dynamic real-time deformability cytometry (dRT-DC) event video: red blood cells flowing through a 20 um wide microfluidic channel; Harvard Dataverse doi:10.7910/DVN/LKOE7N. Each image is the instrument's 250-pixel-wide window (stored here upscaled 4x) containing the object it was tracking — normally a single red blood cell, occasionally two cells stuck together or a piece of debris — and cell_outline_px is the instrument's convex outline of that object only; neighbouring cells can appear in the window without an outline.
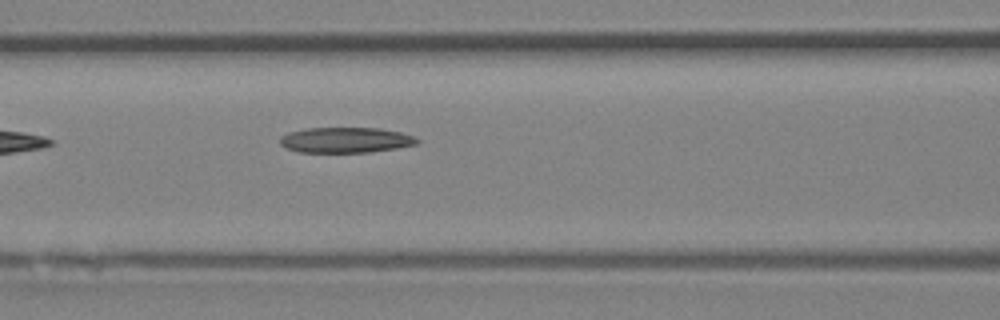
{"species": "Egyptian fruit bat (a non-hibernating species)", "species_latin": "Rousettus aegyptiacus", "temperature_condition": "room temperature", "stored_images_in_passage": 4, "camera_frame_rate_fps": 3000, "um_per_image_px": 0.085, "animal": {"sex": "female"}, "frame": {"image": 1, "passage_image": 4, "time_ms": 1.0, "image_size_px": [1000, 320], "cell_outline_px": [[420, 140], [416, 144], [396, 148], [368, 152], [300, 152], [288, 148], [280, 144], [280, 136], [288, 132], [308, 128], [380, 128], [400, 132], [412, 136]], "centroid_in_image_um": [29.36, 11.9], "position_along_channel_um": 137.2, "area_um2": 20.17}}